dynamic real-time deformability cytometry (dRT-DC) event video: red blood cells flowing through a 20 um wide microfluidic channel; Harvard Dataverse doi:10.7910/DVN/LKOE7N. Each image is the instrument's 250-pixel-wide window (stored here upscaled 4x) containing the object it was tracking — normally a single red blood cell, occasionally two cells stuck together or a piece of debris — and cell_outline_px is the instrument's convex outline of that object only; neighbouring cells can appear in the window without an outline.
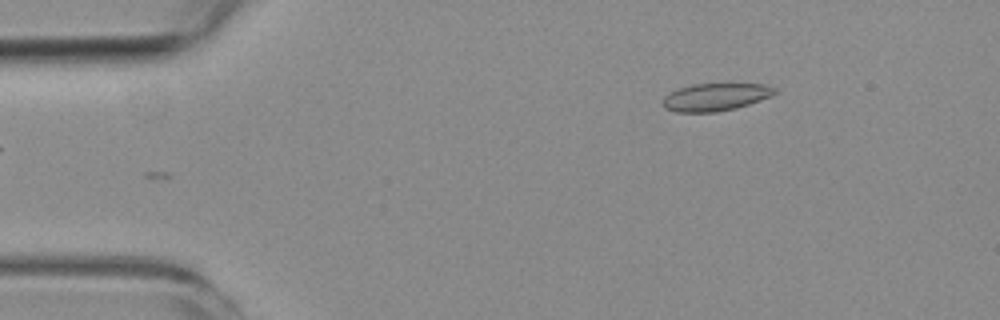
{"species": "common noctule bat (a hibernating species)", "species_latin": "Nyctalus noctula", "temperature_condition": "room temperature", "stored_images_in_passage": 5, "camera_frame_rate_fps": 3000, "um_per_image_px": 0.085, "animal": {"sex": "female", "body_mass_g": 19.3, "forearm_length_mm": 54.1}, "frame": {"image": 1, "passage_image": 5, "time_ms": 6.0, "image_size_px": [1000, 320], "cell_outline_px": [[776, 92], [760, 100], [736, 108], [716, 112], [676, 112], [664, 108], [664, 96], [680, 88], [692, 84], [728, 80], [764, 84], [776, 88]], "centroid_in_image_um": [60.86, 8.18], "position_along_channel_um": 24.1, "area_um2": 18.73}}